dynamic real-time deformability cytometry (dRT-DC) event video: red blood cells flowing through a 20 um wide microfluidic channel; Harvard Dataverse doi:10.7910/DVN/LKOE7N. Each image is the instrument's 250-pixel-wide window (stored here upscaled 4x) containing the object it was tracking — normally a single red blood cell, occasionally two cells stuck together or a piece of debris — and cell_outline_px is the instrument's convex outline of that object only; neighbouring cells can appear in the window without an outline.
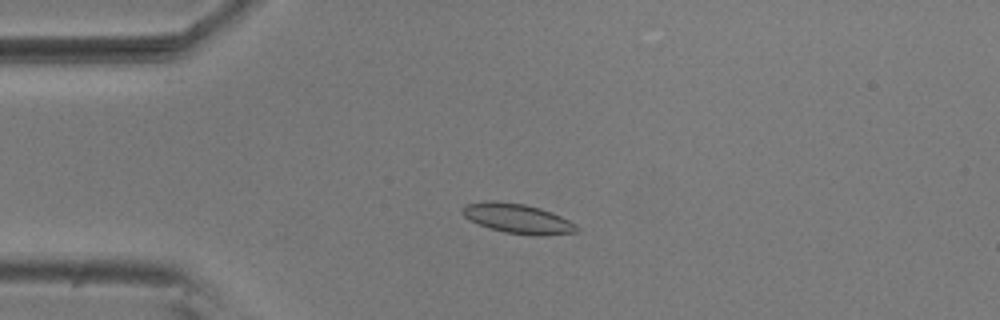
{"species": "common noctule bat (a hibernating species)", "species_latin": "Nyctalus noctula", "temperature_condition": "room temperature", "stored_images_in_passage": 54, "camera_frame_rate_fps": 3000, "um_per_image_px": 0.085, "animal": {"sex": "male", "body_mass_g": 20.5, "forearm_length_mm": 52.5}, "frame": {"image": 1, "passage_image": 12, "time_ms": 3.667, "image_size_px": [1000, 320], "cell_outline_px": [[580, 232], [544, 236], [536, 236], [504, 232], [488, 228], [468, 220], [460, 212], [460, 208], [464, 204], [488, 200], [492, 200], [524, 204], [540, 208], [552, 212], [576, 224], [580, 228]], "centroid_in_image_um": [43.98, 18.58], "position_along_channel_um": 41.0, "area_um2": 20.23}}
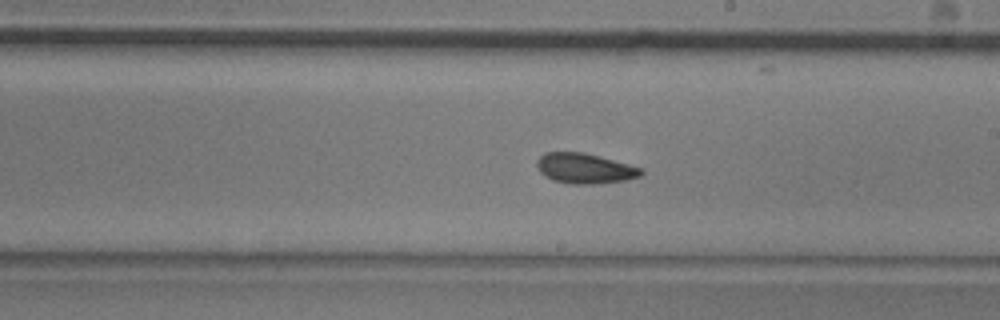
{"frame": {"image": 2, "passage_image": 30, "time_ms": 9.667, "image_size_px": [1000, 320], "cell_outline_px": [[644, 172], [640, 176], [624, 180], [596, 184], [568, 184], [552, 180], [544, 176], [540, 172], [536, 164], [536, 160], [544, 152], [584, 152], [600, 156], [644, 168]], "centroid_in_image_um": [49.7, 14.31], "position_along_channel_um": 239.3, "area_um2": 18.61}}
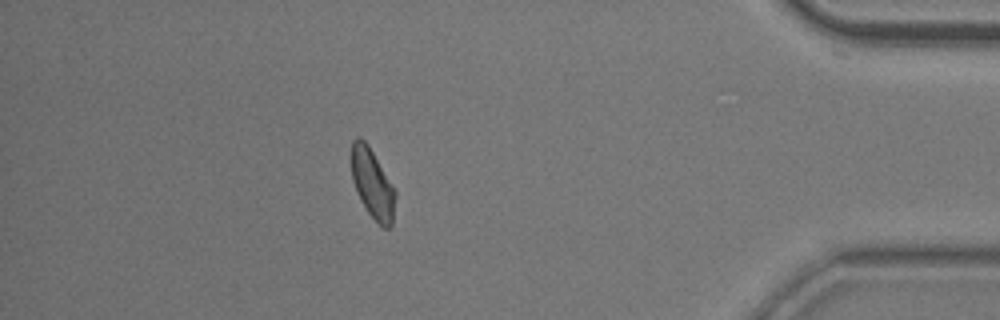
{"frame": {"image": 3, "passage_image": 47, "time_ms": 15.333, "image_size_px": [1000, 320], "cell_outline_px": [[396, 196], [392, 228], [384, 228], [368, 212], [360, 200], [352, 180], [352, 140], [356, 136], [360, 136], [368, 144], [396, 192]], "centroid_in_image_um": [31.66, 15.62], "position_along_channel_um": 403.5, "area_um2": 17.63}, "authors_computed_cell_mechanics": {"area_um2": 18.4093, "velocity_mm_per_s": 3.6983, "shape_relaxation_time_tau1_ms": 6.3425, "shape_relaxation_time_tau2_ms": 3.7647, "deformation_change_tau1": 0.1429, "deformation_change_tau2": 0.0943}}